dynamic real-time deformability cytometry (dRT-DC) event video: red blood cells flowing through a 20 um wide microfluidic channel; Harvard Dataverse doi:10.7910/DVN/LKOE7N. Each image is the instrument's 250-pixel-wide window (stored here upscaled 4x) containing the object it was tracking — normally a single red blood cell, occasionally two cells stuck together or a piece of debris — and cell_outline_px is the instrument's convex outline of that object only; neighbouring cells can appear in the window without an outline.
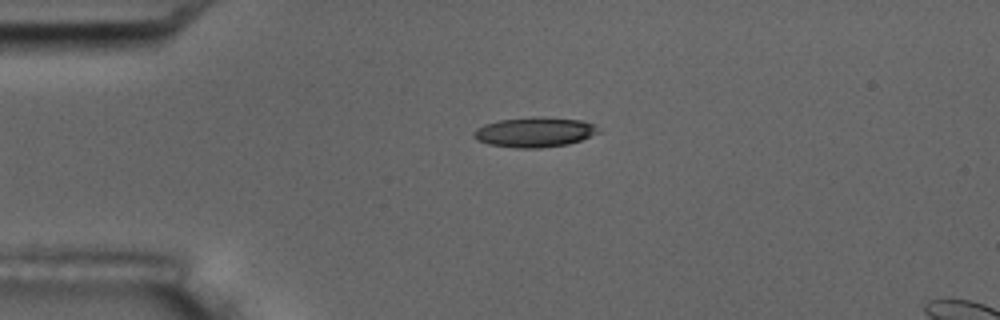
{"species": "common noctule bat (a hibernating species)", "species_latin": "Nyctalus noctula", "temperature_condition": "room temperature", "stored_images_in_passage": 6, "camera_frame_rate_fps": 3000, "um_per_image_px": 0.085, "animal": {"sex": "male", "body_mass_g": 17.5, "forearm_length_mm": 52.3}, "frame": {"image": 1, "passage_image": 6, "time_ms": 5.667, "image_size_px": [1000, 320], "cell_outline_px": [[600, 132], [580, 140], [568, 144], [540, 148], [516, 148], [488, 144], [476, 140], [472, 136], [472, 132], [476, 128], [484, 124], [500, 120], [532, 116], [544, 116], [580, 120], [596, 124], [600, 128]], "centroid_in_image_um": [45.43, 11.22], "position_along_channel_um": 39.6, "area_um2": 22.08}}